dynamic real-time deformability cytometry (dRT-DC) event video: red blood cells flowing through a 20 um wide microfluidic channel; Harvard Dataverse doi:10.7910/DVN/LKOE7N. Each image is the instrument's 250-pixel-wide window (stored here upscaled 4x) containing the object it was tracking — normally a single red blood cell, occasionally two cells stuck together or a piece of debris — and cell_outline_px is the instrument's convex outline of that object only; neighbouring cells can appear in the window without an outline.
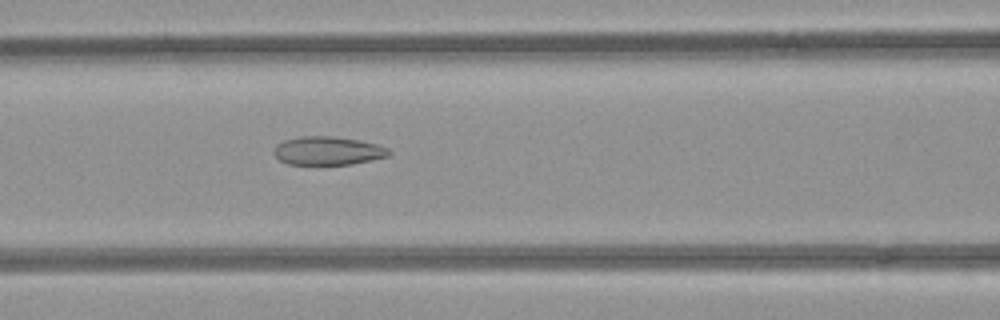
{"species": "common noctule bat (a hibernating species)", "species_latin": "Nyctalus noctula", "temperature_condition": "room temperature", "stored_images_in_passage": 34, "camera_frame_rate_fps": 3000, "um_per_image_px": 0.085, "animal": {"sex": "female", "body_mass_g": 21.9}, "frame": {"image": 1, "passage_image": 11, "time_ms": 3.333, "image_size_px": [1000, 320], "cell_outline_px": [[392, 152], [388, 156], [352, 164], [288, 164], [280, 160], [272, 152], [276, 144], [284, 140], [300, 136], [332, 136], [356, 140], [376, 144], [388, 148]], "centroid_in_image_um": [27.84, 12.81], "position_along_channel_um": 138.8, "area_um2": 18.96}}
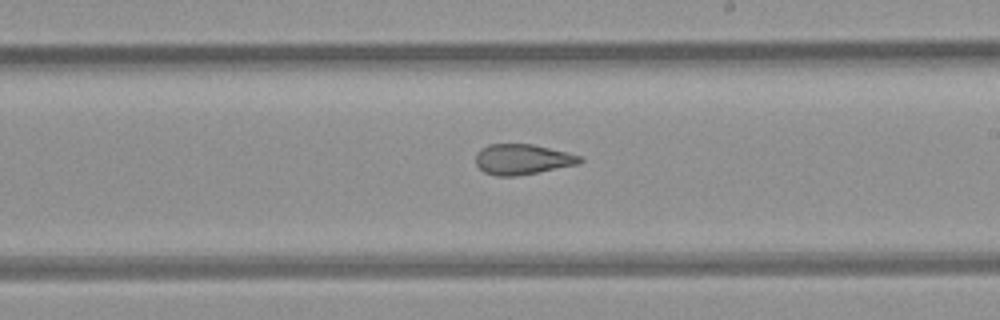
{"frame": {"image": 2, "passage_image": 19, "time_ms": 6.0, "image_size_px": [1000, 320], "cell_outline_px": [[584, 160], [580, 164], [516, 176], [496, 176], [484, 172], [476, 164], [476, 152], [480, 148], [488, 144], [532, 144], [580, 156]], "centroid_in_image_um": [44.37, 13.54], "position_along_channel_um": 244.6, "area_um2": 18.38}}
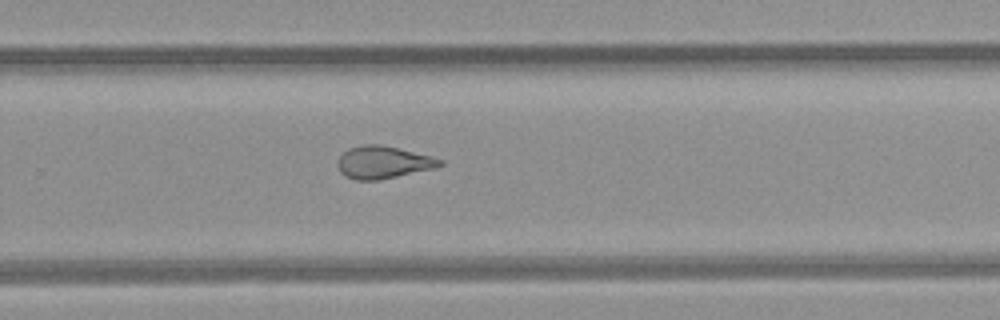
{"frame": {"image": 3, "passage_image": 23, "time_ms": 7.333, "image_size_px": [1000, 320], "cell_outline_px": [[444, 164], [436, 168], [376, 180], [356, 180], [344, 176], [340, 172], [336, 164], [340, 156], [348, 148], [364, 144], [380, 144], [432, 156], [444, 160]], "centroid_in_image_um": [32.56, 13.79], "position_along_channel_um": 297.2, "area_um2": 19.36}, "authors_computed_cell_mechanics": {"area_um2": 19.652, "velocity_mm_per_s": 3.9751, "shape_relaxation_time_tau1_ms": null, "shape_relaxation_time_tau2_ms": 2.0127, "deformation_change_tau1": null, "deformation_change_tau2": 0.1083}}